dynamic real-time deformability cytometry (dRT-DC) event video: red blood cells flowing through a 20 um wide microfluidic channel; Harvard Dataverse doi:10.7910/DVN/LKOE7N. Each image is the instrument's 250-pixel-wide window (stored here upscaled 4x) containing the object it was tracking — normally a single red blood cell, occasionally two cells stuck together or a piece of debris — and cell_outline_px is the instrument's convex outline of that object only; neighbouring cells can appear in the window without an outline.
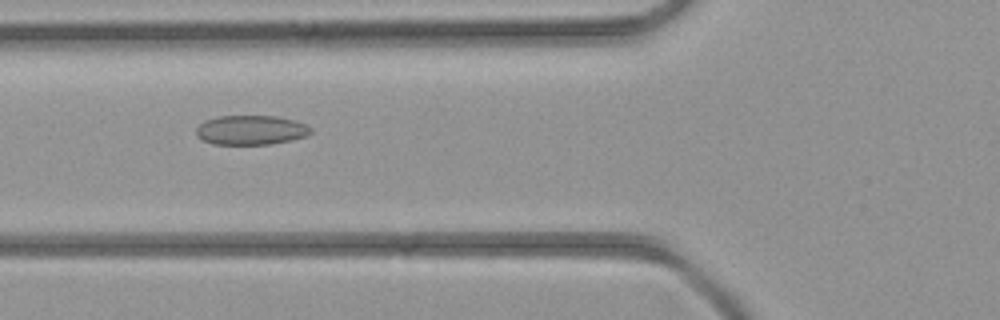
{"species": "common noctule bat (a hibernating species)", "species_latin": "Nyctalus noctula", "temperature_condition": "room temperature", "stored_images_in_passage": 38, "camera_frame_rate_fps": 3000, "um_per_image_px": 0.085, "animal": {"sex": "female", "body_mass_g": 21.9}, "frame": {"image": 1, "passage_image": 10, "time_ms": 3.0, "image_size_px": [1000, 320], "cell_outline_px": [[312, 132], [308, 136], [292, 140], [272, 144], [212, 144], [196, 136], [196, 128], [204, 120], [216, 116], [276, 116], [296, 120], [312, 128]], "centroid_in_image_um": [21.34, 11.05], "position_along_channel_um": 104.5, "area_um2": 19.88}}
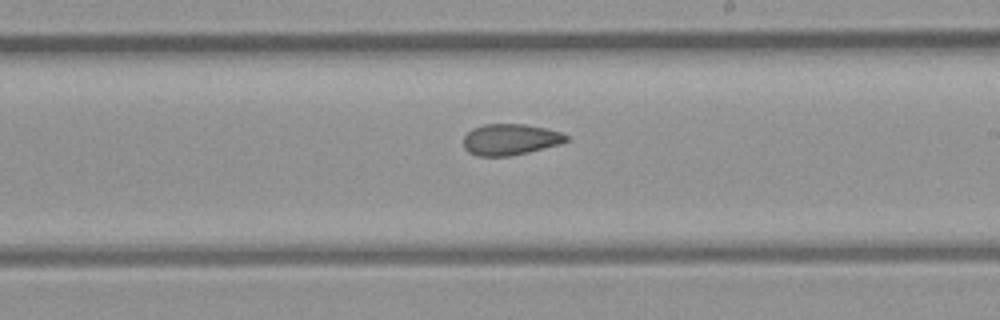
{"frame": {"image": 2, "passage_image": 19, "time_ms": 6.0, "image_size_px": [1000, 320], "cell_outline_px": [[568, 140], [560, 144], [528, 152], [508, 156], [476, 156], [468, 152], [464, 148], [464, 136], [472, 128], [484, 124], [524, 124], [544, 128], [560, 132], [568, 136]], "centroid_in_image_um": [43.34, 11.86], "position_along_channel_um": 245.7, "area_um2": 18.61}}
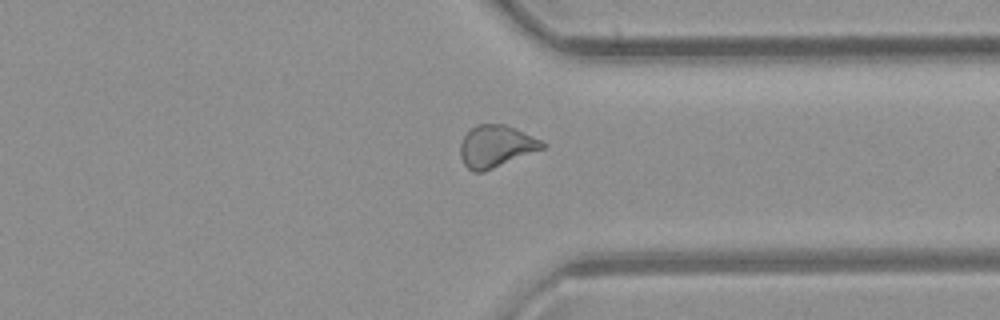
{"frame": {"image": 3, "passage_image": 27, "time_ms": 8.667, "image_size_px": [1000, 320], "cell_outline_px": [[548, 144], [544, 148], [484, 172], [472, 172], [464, 164], [460, 156], [460, 144], [464, 136], [476, 124], [504, 124], [540, 140]], "centroid_in_image_um": [42.13, 12.45], "position_along_channel_um": 369.3, "area_um2": 19.88}}